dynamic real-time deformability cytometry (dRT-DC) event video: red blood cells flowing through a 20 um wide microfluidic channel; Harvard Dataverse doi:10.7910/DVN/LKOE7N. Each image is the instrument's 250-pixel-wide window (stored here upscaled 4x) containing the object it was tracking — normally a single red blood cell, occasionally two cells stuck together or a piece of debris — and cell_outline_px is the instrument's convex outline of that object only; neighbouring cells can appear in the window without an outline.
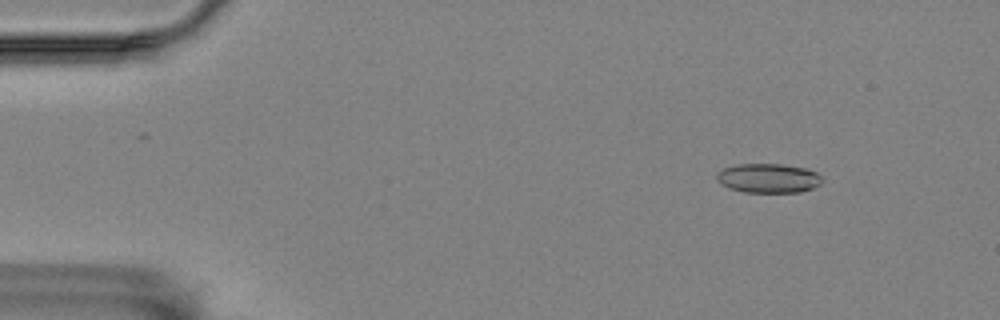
{"species": "Egyptian fruit bat (a non-hibernating species)", "species_latin": "Rousettus aegyptiacus", "temperature_condition": "room temperature", "stored_images_in_passage": 4, "camera_frame_rate_fps": 3000, "um_per_image_px": 0.085, "animal": {"sex": "female"}, "frame": {"image": 1, "passage_image": 2, "time_ms": 0.333, "image_size_px": [1000, 320], "cell_outline_px": [[824, 180], [820, 184], [812, 188], [800, 192], [744, 192], [728, 188], [720, 184], [716, 180], [716, 172], [724, 168], [736, 164], [780, 164], [804, 168], [816, 172]], "centroid_in_image_um": [65.27, 15.15], "position_along_channel_um": 19.7, "area_um2": 18.09}}